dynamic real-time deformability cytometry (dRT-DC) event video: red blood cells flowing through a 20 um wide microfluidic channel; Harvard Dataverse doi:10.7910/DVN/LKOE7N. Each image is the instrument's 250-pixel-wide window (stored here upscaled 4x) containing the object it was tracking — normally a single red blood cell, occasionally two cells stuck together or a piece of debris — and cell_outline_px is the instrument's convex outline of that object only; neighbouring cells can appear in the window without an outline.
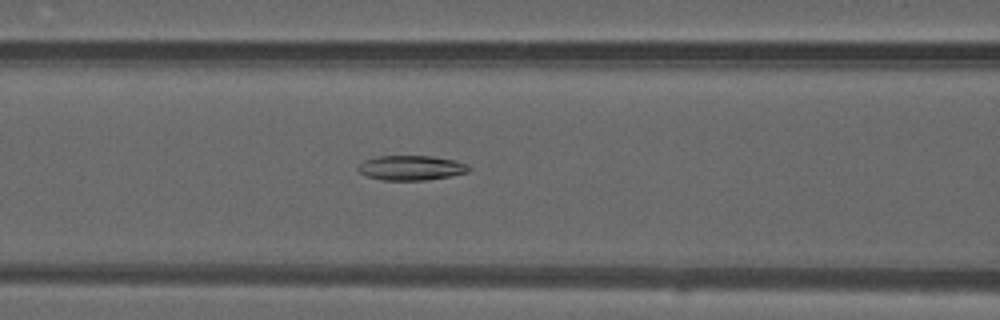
{"species": "common noctule bat (a hibernating species)", "species_latin": "Nyctalus noctula", "temperature_condition": "warm", "stored_images_in_passage": 36, "camera_frame_rate_fps": 3000, "um_per_image_px": 0.085, "animal": {"sex": "male", "forearm_length_mm": 52.5}, "frame": {"image": 1, "passage_image": 8, "time_ms": 2.333, "image_size_px": [1000, 320], "cell_outline_px": [[472, 168], [468, 172], [448, 176], [424, 180], [384, 180], [368, 176], [360, 172], [356, 168], [364, 160], [376, 156], [432, 156], [456, 160], [468, 164]], "centroid_in_image_um": [34.97, 14.25], "position_along_channel_um": 131.6, "area_um2": 15.95}}
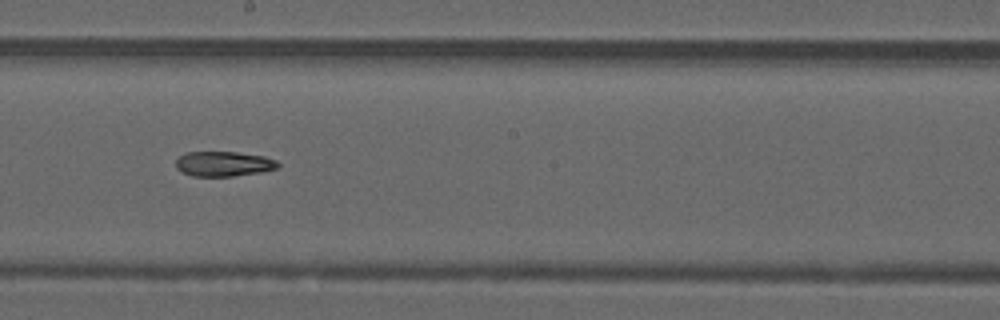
{"frame": {"image": 2, "passage_image": 15, "time_ms": 4.667, "image_size_px": [1000, 320], "cell_outline_px": [[280, 164], [276, 168], [260, 172], [232, 176], [192, 176], [176, 168], [176, 160], [180, 156], [188, 152], [236, 152], [264, 156], [276, 160]], "centroid_in_image_um": [19.01, 13.92], "position_along_channel_um": 229.2, "area_um2": 14.68}}
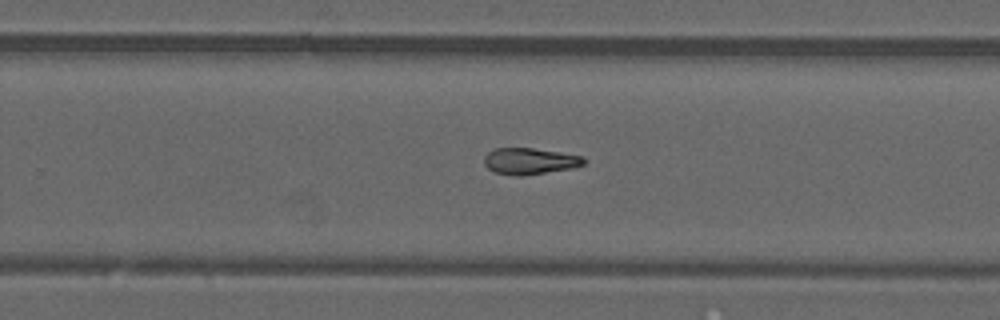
{"frame": {"image": 3, "passage_image": 19, "time_ms": 6.0, "image_size_px": [1000, 320], "cell_outline_px": [[584, 164], [572, 168], [520, 176], [516, 176], [496, 172], [488, 168], [484, 164], [484, 156], [488, 152], [496, 148], [532, 148], [584, 156]], "centroid_in_image_um": [45.01, 13.69], "position_along_channel_um": 284.8, "area_um2": 15.14}}